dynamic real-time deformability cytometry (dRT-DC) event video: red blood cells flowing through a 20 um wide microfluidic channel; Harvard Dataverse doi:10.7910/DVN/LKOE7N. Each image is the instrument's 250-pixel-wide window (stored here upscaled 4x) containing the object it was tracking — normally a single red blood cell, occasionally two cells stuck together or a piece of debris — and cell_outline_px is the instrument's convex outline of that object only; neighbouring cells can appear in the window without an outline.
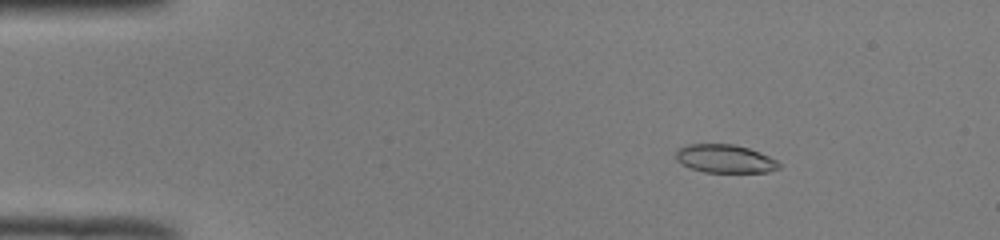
{"species": "common noctule bat (a hibernating species)", "species_latin": "Nyctalus noctula", "temperature_condition": "room temperature", "stored_images_in_passage": 51, "camera_frame_rate_fps": 3000, "um_per_image_px": 0.085, "animal": {"sex": "male", "body_mass_g": 19.0, "forearm_length_mm": 50.8}, "frame": {"image": 1, "passage_image": 7, "time_ms": 2.0, "image_size_px": [1000, 240], "cell_outline_px": [[780, 168], [768, 172], [704, 172], [680, 164], [676, 160], [676, 148], [688, 144], [732, 144], [748, 148], [768, 156], [776, 160], [780, 164]], "centroid_in_image_um": [61.58, 13.49], "position_along_channel_um": 23.4, "area_um2": 16.99}}
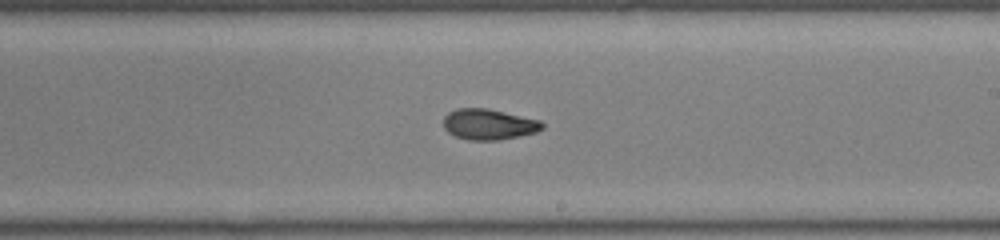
{"frame": {"image": 2, "passage_image": 30, "time_ms": 9.667, "image_size_px": [1000, 240], "cell_outline_px": [[544, 128], [536, 132], [520, 136], [496, 140], [468, 140], [456, 136], [448, 132], [444, 128], [444, 116], [448, 112], [456, 108], [488, 108], [540, 120], [544, 124]], "centroid_in_image_um": [41.54, 10.56], "position_along_channel_um": 247.5, "area_um2": 17.74}}
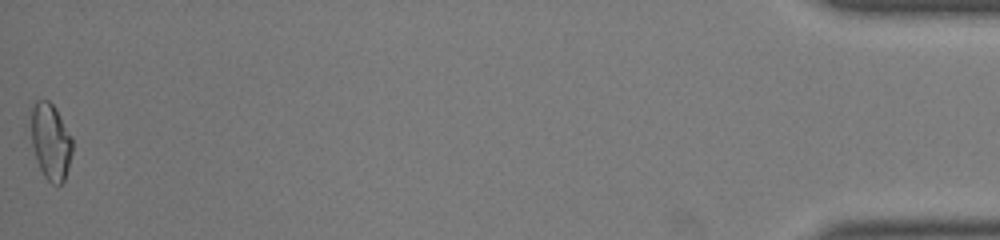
{"frame": {"image": 3, "passage_image": 51, "time_ms": 16.667, "image_size_px": [1000, 240], "cell_outline_px": [[72, 152], [68, 168], [64, 180], [60, 184], [52, 184], [44, 176], [36, 160], [32, 144], [32, 108], [36, 100], [48, 100], [56, 108], [72, 136]], "centroid_in_image_um": [4.32, 12.03], "position_along_channel_um": 430.9, "area_um2": 18.26}, "authors_computed_cell_mechanics": {"area_um2": 17.7446, "velocity_mm_per_s": 3.9745, "shape_relaxation_time_tau1_ms": null, "shape_relaxation_time_tau2_ms": 2.917, "deformation_change_tau1": null, "deformation_change_tau2": 0.0869}}